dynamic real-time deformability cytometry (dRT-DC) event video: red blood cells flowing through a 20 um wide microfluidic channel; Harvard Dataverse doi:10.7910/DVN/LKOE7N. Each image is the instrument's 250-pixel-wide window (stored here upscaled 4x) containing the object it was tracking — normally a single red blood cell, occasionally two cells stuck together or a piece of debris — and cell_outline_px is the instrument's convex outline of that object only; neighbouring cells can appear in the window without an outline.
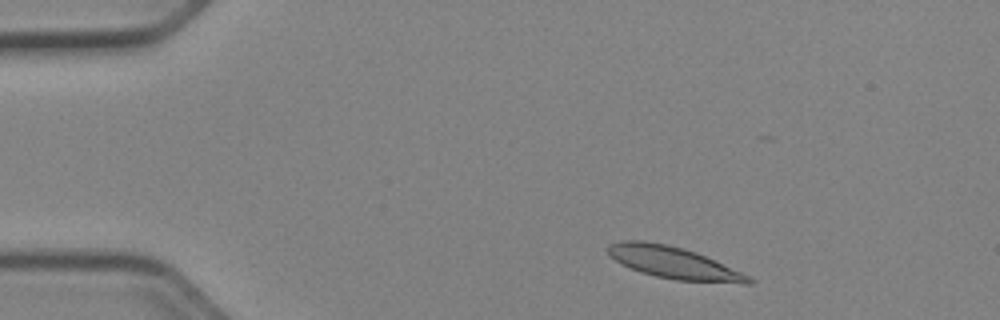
{"species": "Egyptian fruit bat (a non-hibernating species)", "species_latin": "Rousettus aegyptiacus", "temperature_condition": "cold", "stored_images_in_passage": 48, "camera_frame_rate_fps": 3000, "um_per_image_px": 0.085, "animal": {"sex": "female"}, "frame": {"image": 1, "passage_image": 4, "time_ms": 1.0, "image_size_px": [1000, 320], "cell_outline_px": [[756, 280], [752, 284], [744, 284], [676, 280], [656, 276], [640, 272], [616, 260], [608, 252], [608, 244], [620, 240], [640, 240], [668, 244], [696, 252], [740, 272]], "centroid_in_image_um": [57.27, 22.33], "position_along_channel_um": 27.7, "area_um2": 25.89}}
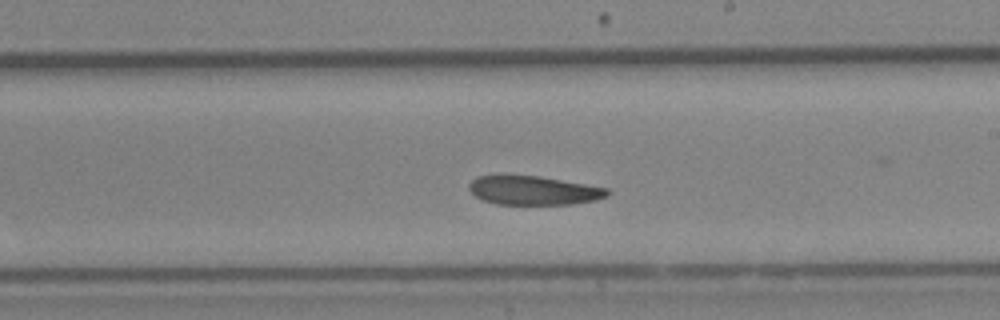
{"frame": {"image": 2, "passage_image": 26, "time_ms": 8.333, "image_size_px": [1000, 320], "cell_outline_px": [[612, 192], [608, 196], [596, 200], [572, 204], [496, 204], [484, 200], [476, 196], [468, 188], [468, 184], [476, 176], [500, 172], [504, 172], [540, 176], [608, 188]], "centroid_in_image_um": [45.3, 16.14], "position_along_channel_um": 243.7, "area_um2": 24.16}}
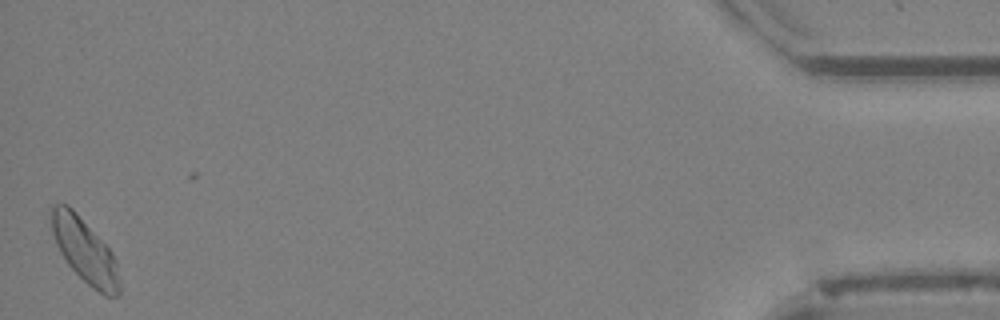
{"frame": {"image": 3, "passage_image": 47, "time_ms": 15.333, "image_size_px": [1000, 320], "cell_outline_px": [[120, 296], [104, 296], [92, 288], [68, 264], [60, 252], [56, 244], [52, 232], [48, 212], [56, 204], [68, 204], [76, 212], [112, 252], [116, 260], [120, 284]], "centroid_in_image_um": [7.19, 21.3], "position_along_channel_um": 428.0, "area_um2": 25.43}, "authors_computed_cell_mechanics": {"area_um2": 25.0563, "velocity_mm_per_s": 3.8945, "shape_relaxation_time_tau1_ms": null, "shape_relaxation_time_tau2_ms": 11.3515, "deformation_change_tau1": null, "deformation_change_tau2": 0.1729}}